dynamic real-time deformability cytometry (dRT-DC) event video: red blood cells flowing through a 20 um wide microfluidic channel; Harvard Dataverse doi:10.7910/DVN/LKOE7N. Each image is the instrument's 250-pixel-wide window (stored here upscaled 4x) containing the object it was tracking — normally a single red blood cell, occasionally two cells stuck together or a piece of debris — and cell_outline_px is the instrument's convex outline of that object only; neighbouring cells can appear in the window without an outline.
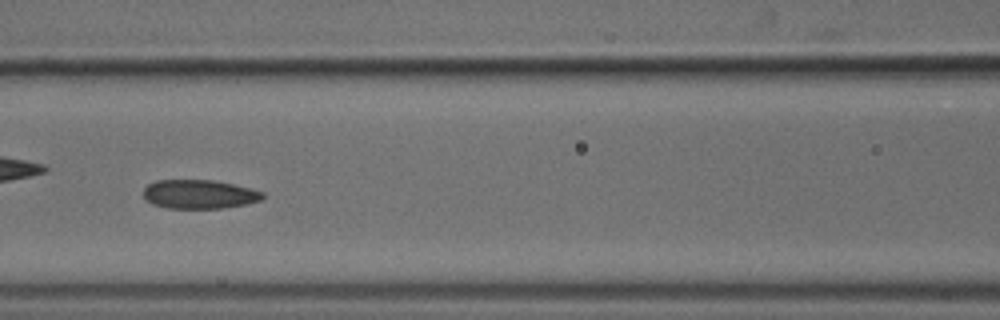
{"species": "common noctule bat (a hibernating species)", "species_latin": "Nyctalus noctula", "temperature_condition": "cold", "stored_images_in_passage": 55, "camera_frame_rate_fps": 3000, "um_per_image_px": 0.085, "animal": {"sex": "male", "body_mass_g": 18.8}, "frame": {"image": 1, "passage_image": 24, "time_ms": 7.667, "image_size_px": [1000, 320], "cell_outline_px": [[264, 200], [224, 208], [168, 208], [152, 204], [144, 200], [144, 188], [148, 184], [156, 180], [212, 180], [252, 188], [264, 192]], "centroid_in_image_um": [16.94, 16.51], "position_along_channel_um": 149.7, "area_um2": 20.23}}
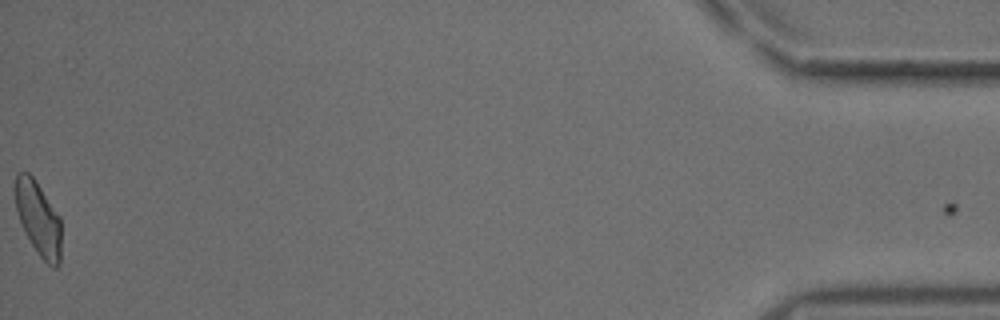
{"frame": {"image": 2, "passage_image": 54, "time_ms": 17.667, "image_size_px": [1000, 320], "cell_outline_px": [[60, 264], [56, 268], [52, 268], [40, 256], [32, 244], [20, 220], [16, 208], [16, 172], [28, 172], [36, 180], [60, 216]], "centroid_in_image_um": [3.28, 18.56], "position_along_channel_um": 431.9, "area_um2": 19.48}}